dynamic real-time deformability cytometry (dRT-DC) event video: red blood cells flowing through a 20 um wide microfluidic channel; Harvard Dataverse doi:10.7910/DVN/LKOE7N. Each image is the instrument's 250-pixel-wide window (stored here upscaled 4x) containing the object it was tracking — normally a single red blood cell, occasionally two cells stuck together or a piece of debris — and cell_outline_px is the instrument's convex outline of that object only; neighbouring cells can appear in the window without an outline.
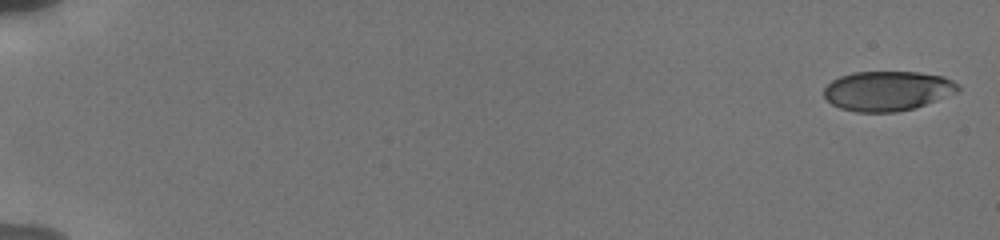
{"species": "human", "species_latin": "Homo sapiens", "temperature_condition": "cold", "stored_images_in_passage": 8, "camera_frame_rate_fps": 3000, "um_per_image_px": 0.085, "donor": {"sex": "male"}, "frame": {"image": 1, "passage_image": 1, "time_ms": 0.0, "image_size_px": [1000, 240], "cell_outline_px": [[960, 92], [916, 108], [896, 112], [856, 112], [840, 108], [832, 104], [824, 96], [824, 88], [832, 80], [840, 76], [852, 72], [916, 72], [944, 76], [960, 84]], "centroid_in_image_um": [75.48, 7.73], "position_along_channel_um": 9.5, "area_um2": 31.39}}
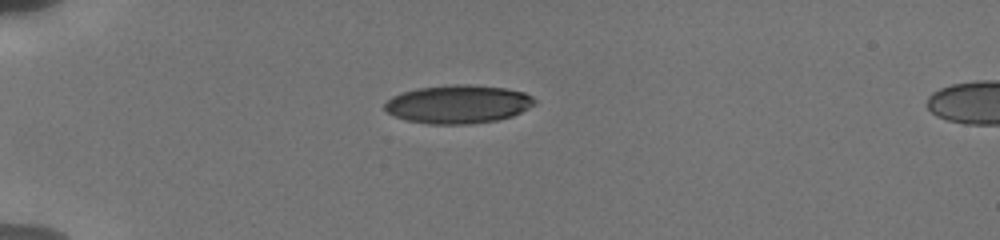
{"frame": {"image": 2, "passage_image": 6, "time_ms": 5.0, "image_size_px": [1000, 240], "cell_outline_px": [[536, 104], [512, 116], [496, 120], [468, 124], [428, 124], [404, 120], [388, 112], [384, 108], [384, 104], [392, 96], [400, 92], [416, 88], [456, 84], [468, 84], [504, 88], [524, 92], [532, 96], [536, 100]], "centroid_in_image_um": [38.92, 8.85], "position_along_channel_um": 46.1, "area_um2": 33.58}}